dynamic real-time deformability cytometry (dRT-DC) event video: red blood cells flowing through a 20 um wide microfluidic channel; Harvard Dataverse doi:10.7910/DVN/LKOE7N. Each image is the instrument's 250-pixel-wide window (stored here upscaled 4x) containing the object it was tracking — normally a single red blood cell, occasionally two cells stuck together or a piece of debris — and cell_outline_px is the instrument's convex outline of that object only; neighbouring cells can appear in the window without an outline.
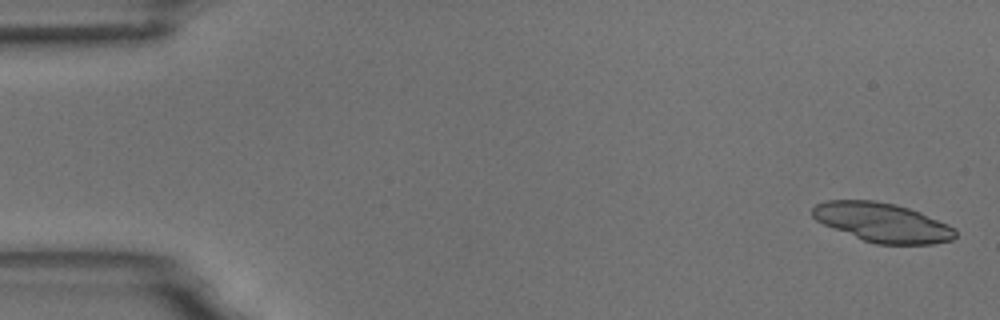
{"species": "common noctule bat (a hibernating species)", "species_latin": "Nyctalus noctula", "temperature_condition": "room temperature", "stored_images_in_passage": 5, "camera_frame_rate_fps": 3000, "um_per_image_px": 0.085, "animal": {"sex": "male", "body_mass_g": 18.8}, "frame": {"image": 1, "passage_image": 1, "time_ms": 0.0, "image_size_px": [1000, 320], "cell_outline_px": [[956, 236], [952, 240], [932, 244], [876, 244], [864, 240], [824, 224], [816, 220], [812, 216], [812, 208], [816, 204], [824, 200], [876, 200], [896, 204], [920, 212], [948, 224], [956, 228]], "centroid_in_image_um": [75.02, 18.9], "position_along_channel_um": 10.0, "area_um2": 32.54}}